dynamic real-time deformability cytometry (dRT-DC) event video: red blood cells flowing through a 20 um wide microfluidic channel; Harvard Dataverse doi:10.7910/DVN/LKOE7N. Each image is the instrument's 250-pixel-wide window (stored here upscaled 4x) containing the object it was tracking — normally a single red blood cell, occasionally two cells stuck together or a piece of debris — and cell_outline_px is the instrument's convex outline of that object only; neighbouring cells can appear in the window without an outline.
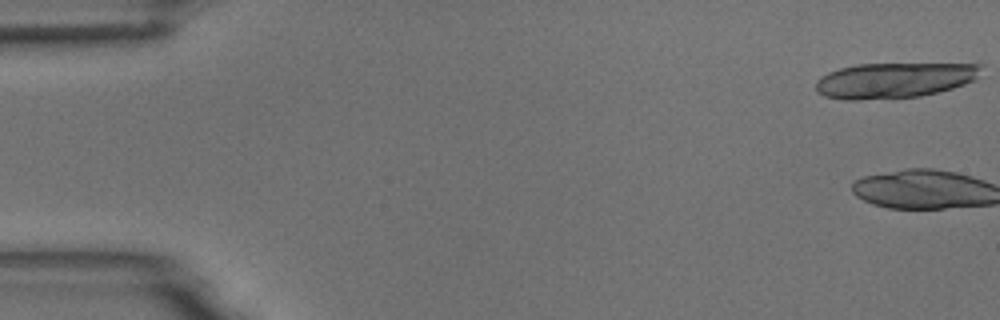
{"species": "common noctule bat (a hibernating species)", "species_latin": "Nyctalus noctula", "temperature_condition": "room temperature", "stored_images_in_passage": 3, "camera_frame_rate_fps": 3000, "um_per_image_px": 0.085, "animal": {"sex": "male", "body_mass_g": 18.8}, "frame": {"image": 1, "passage_image": 1, "time_ms": 0.0, "image_size_px": [1000, 320], "cell_outline_px": [[984, 64], [976, 76], [972, 80], [964, 84], [952, 88], [920, 96], [856, 100], [844, 100], [824, 96], [816, 92], [816, 80], [828, 72], [840, 68], [856, 64]], "centroid_in_image_um": [75.95, 6.82], "position_along_channel_um": 9.1, "area_um2": 33.87}}